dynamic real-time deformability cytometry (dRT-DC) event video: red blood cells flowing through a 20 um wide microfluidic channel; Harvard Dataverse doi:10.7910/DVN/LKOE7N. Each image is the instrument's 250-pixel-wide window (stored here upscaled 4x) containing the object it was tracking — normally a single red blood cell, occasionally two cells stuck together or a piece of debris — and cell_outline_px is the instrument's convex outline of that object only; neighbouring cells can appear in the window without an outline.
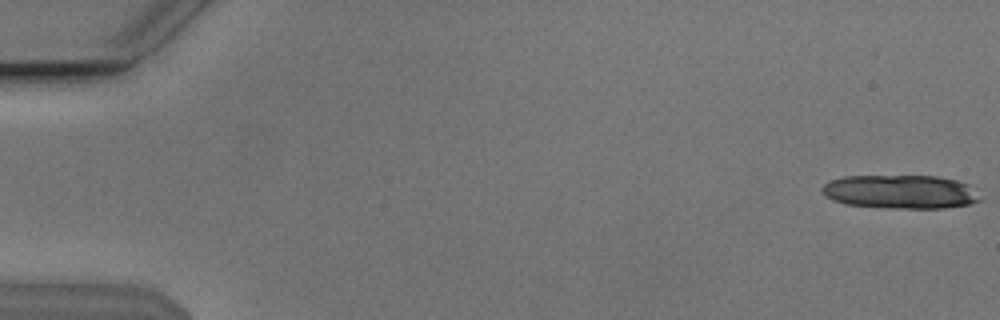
{"species": "Egyptian fruit bat (a non-hibernating species)", "species_latin": "Rousettus aegyptiacus", "temperature_condition": "cold", "stored_images_in_passage": 14, "camera_frame_rate_fps": 3000, "um_per_image_px": 0.085, "animal": {"sex": "male"}, "frame": {"image": 1, "passage_image": 1, "time_ms": 0.0, "image_size_px": [1000, 320], "cell_outline_px": [[980, 200], [968, 204], [944, 208], [888, 208], [844, 204], [832, 200], [820, 188], [824, 184], [832, 180], [844, 176], [936, 176], [956, 180], [968, 184]], "centroid_in_image_um": [76.49, 16.3], "position_along_channel_um": 8.5, "area_um2": 30.75}}